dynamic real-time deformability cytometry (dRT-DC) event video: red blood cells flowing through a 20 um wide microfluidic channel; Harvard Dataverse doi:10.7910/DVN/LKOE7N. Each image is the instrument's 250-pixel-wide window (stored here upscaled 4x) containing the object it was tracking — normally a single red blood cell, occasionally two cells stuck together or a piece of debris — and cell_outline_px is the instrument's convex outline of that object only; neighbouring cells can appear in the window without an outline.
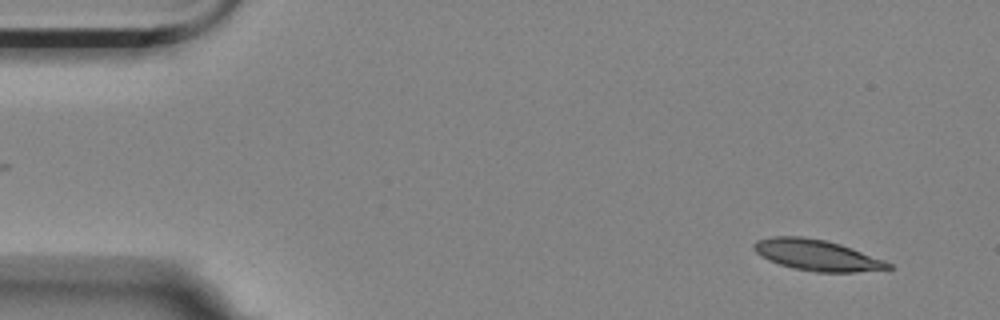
{"species": "Egyptian fruit bat (a non-hibernating species)", "species_latin": "Rousettus aegyptiacus", "temperature_condition": "room temperature", "stored_images_in_passage": 8, "camera_frame_rate_fps": 3000, "um_per_image_px": 0.085, "animal": {"sex": "female"}, "frame": {"image": 1, "passage_image": 1, "time_ms": 0.0, "image_size_px": [1000, 320], "cell_outline_px": [[892, 268], [856, 272], [816, 272], [792, 268], [768, 260], [760, 256], [752, 248], [752, 244], [756, 240], [772, 236], [804, 236], [824, 240], [840, 244], [852, 248], [884, 260], [892, 264]], "centroid_in_image_um": [69.39, 21.68], "position_along_channel_um": 15.6, "area_um2": 24.28}}
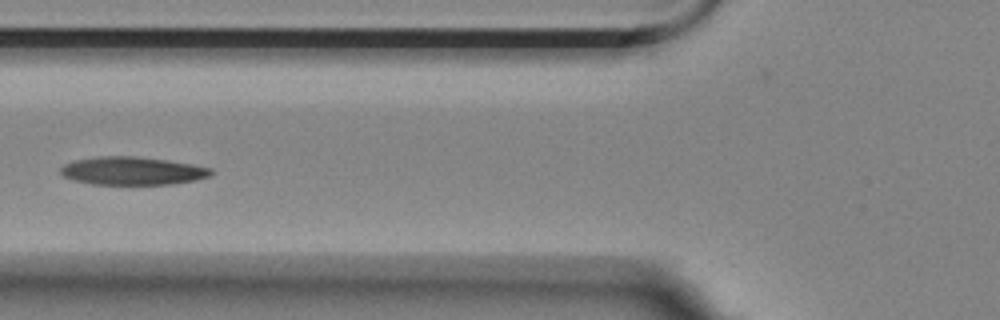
{"frame": {"image": 2, "passage_image": 6, "time_ms": 1.667, "image_size_px": [1000, 320], "cell_outline_px": [[212, 172], [208, 176], [196, 180], [172, 184], [92, 184], [76, 180], [64, 176], [60, 172], [60, 168], [64, 164], [76, 160], [100, 156], [136, 156], [168, 160], [192, 164], [212, 168]], "centroid_in_image_um": [11.27, 14.52], "position_along_channel_um": 114.5, "area_um2": 24.45}}
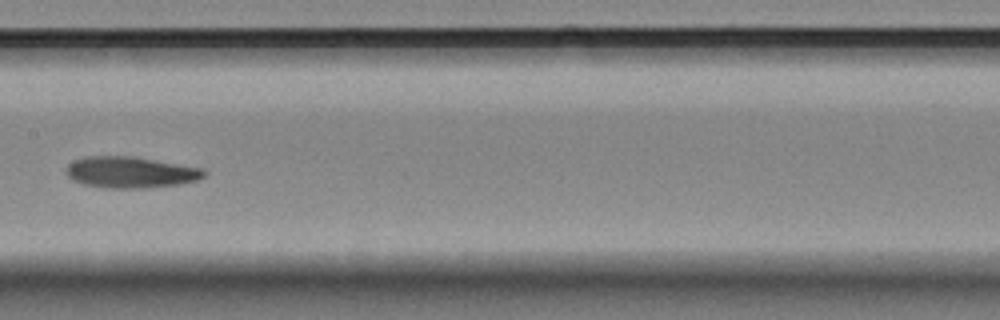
{"frame": {"image": 3, "passage_image": 8, "time_ms": 2.333, "image_size_px": [1000, 320], "cell_outline_px": [[208, 172], [204, 176], [196, 180], [180, 184], [148, 188], [104, 188], [80, 184], [72, 180], [68, 176], [68, 164], [72, 160], [84, 156], [132, 156], [204, 168]], "centroid_in_image_um": [11.09, 14.65], "position_along_channel_um": 196.3, "area_um2": 25.37}}